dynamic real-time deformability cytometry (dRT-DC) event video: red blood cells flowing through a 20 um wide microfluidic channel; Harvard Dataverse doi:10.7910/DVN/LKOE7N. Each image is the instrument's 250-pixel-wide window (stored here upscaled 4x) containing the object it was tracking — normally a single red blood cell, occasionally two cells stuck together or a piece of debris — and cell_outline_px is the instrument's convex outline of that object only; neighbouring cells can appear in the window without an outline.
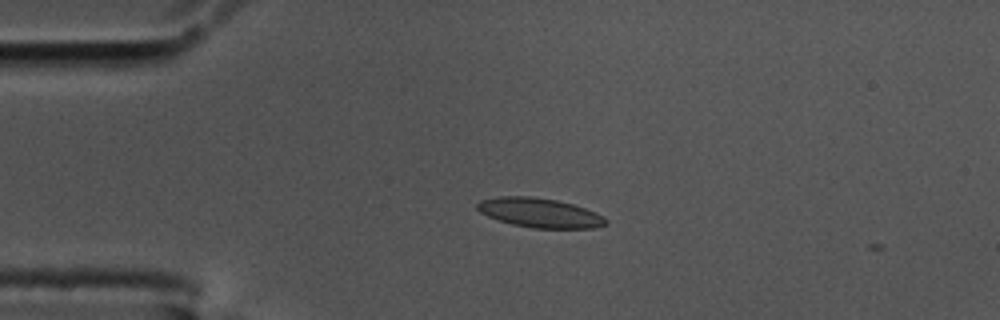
{"species": "common noctule bat (a hibernating species)", "species_latin": "Nyctalus noctula", "temperature_condition": "cold", "stored_images_in_passage": 3, "camera_frame_rate_fps": 3000, "um_per_image_px": 0.085, "animal": {"sex": "male", "body_mass_g": 17.5, "forearm_length_mm": 52.3}, "frame": {"image": 1, "passage_image": 2, "time_ms": 0.333, "image_size_px": [1000, 320], "cell_outline_px": [[608, 224], [596, 228], [532, 228], [512, 224], [488, 216], [480, 212], [476, 208], [476, 204], [480, 200], [500, 196], [532, 196], [556, 200], [572, 204], [596, 212], [604, 216], [608, 220]], "centroid_in_image_um": [45.9, 18.09], "position_along_channel_um": 39.1, "area_um2": 22.08}}